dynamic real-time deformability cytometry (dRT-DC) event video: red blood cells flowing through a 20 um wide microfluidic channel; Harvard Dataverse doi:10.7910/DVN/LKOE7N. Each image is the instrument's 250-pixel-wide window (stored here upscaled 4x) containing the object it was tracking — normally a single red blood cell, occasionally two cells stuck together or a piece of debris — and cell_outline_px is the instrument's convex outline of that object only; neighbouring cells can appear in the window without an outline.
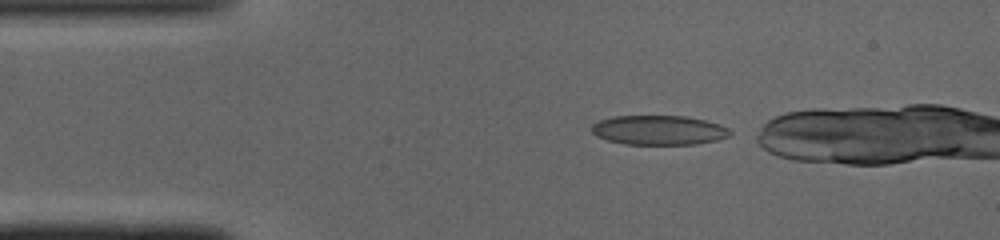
{"species": "common noctule bat (a hibernating species)", "species_latin": "Nyctalus noctula", "temperature_condition": "cold", "stored_images_in_passage": 32, "camera_frame_rate_fps": 3000, "um_per_image_px": 0.085, "animal": {"sex": "male", "body_mass_g": 19.0, "forearm_length_mm": 50.8}, "frame": {"image": 1, "passage_image": 1, "time_ms": 0.0, "image_size_px": [1000, 240], "cell_outline_px": [[732, 136], [716, 140], [696, 144], [624, 144], [608, 140], [596, 136], [592, 132], [592, 124], [600, 120], [612, 116], [688, 116], [720, 124], [728, 128], [732, 132]], "centroid_in_image_um": [56.02, 11.06], "position_along_channel_um": 29.0, "area_um2": 23.87}}
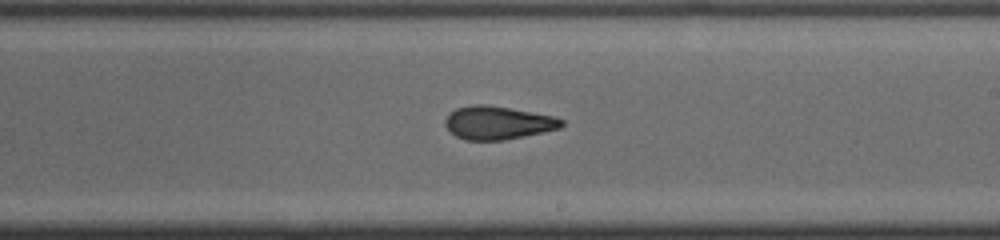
{"frame": {"image": 2, "passage_image": 20, "time_ms": 6.333, "image_size_px": [1000, 240], "cell_outline_px": [[564, 124], [560, 128], [544, 132], [504, 140], [464, 140], [456, 136], [444, 124], [444, 120], [456, 108], [476, 104], [484, 104], [508, 108], [552, 116], [564, 120]], "centroid_in_image_um": [42.31, 10.44], "position_along_channel_um": 246.7, "area_um2": 22.25}}
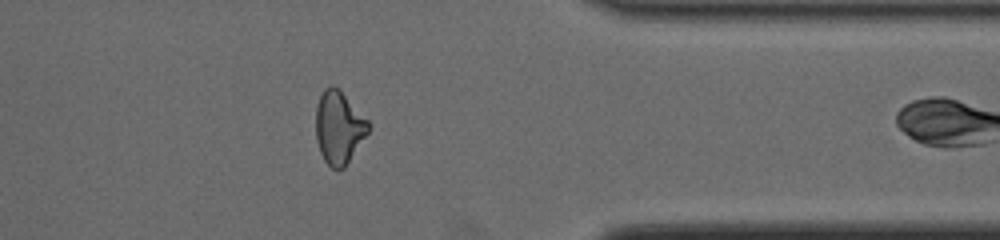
{"frame": {"image": 3, "passage_image": 31, "time_ms": 10.0, "image_size_px": [1000, 240], "cell_outline_px": [[368, 132], [344, 168], [336, 172], [324, 160], [320, 152], [316, 140], [316, 104], [324, 88], [328, 84], [332, 84], [368, 120]], "centroid_in_image_um": [28.76, 10.86], "position_along_channel_um": 382.6, "area_um2": 21.96}}